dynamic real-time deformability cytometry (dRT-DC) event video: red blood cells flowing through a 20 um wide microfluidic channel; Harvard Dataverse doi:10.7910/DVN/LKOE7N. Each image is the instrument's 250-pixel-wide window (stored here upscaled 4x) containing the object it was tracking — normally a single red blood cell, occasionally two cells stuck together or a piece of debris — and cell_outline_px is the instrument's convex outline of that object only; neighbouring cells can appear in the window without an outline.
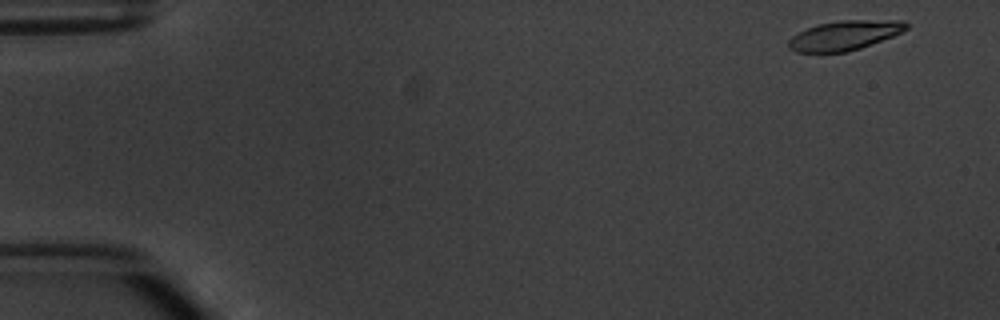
{"species": "common noctule bat (a hibernating species)", "species_latin": "Nyctalus noctula", "temperature_condition": "warm", "stored_images_in_passage": 4, "camera_frame_rate_fps": 3000, "um_per_image_px": 0.085, "animal": {"sex": "male", "body_mass_g": 20.1, "forearm_length_mm": 53.5}, "frame": {"image": 1, "passage_image": 1, "time_ms": 0.0, "image_size_px": [1000, 320], "cell_outline_px": [[908, 28], [892, 36], [860, 48], [848, 52], [796, 52], [788, 48], [788, 40], [792, 36], [816, 24], [840, 20], [900, 20], [908, 24]], "centroid_in_image_um": [71.76, 3.0], "position_along_channel_um": 13.2, "area_um2": 20.11}}
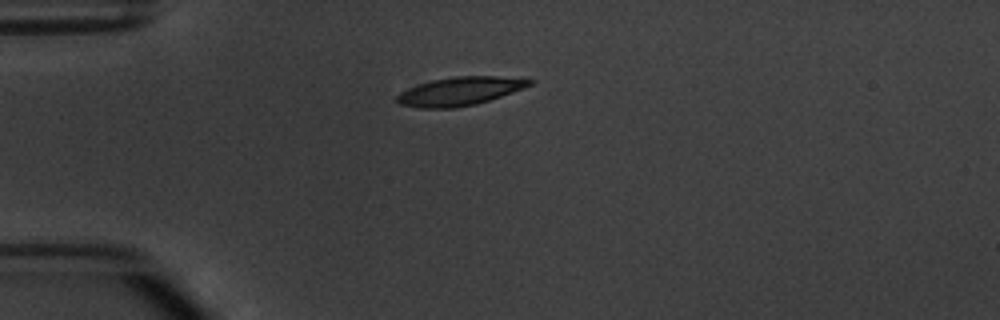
{"frame": {"image": 2, "passage_image": 4, "time_ms": 3.667, "image_size_px": [1000, 320], "cell_outline_px": [[536, 80], [532, 84], [524, 88], [476, 104], [456, 108], [420, 108], [400, 104], [396, 100], [396, 96], [400, 92], [420, 84], [432, 80], [456, 76], [496, 76]], "centroid_in_image_um": [39.09, 7.76], "position_along_channel_um": 45.9, "area_um2": 21.73}}